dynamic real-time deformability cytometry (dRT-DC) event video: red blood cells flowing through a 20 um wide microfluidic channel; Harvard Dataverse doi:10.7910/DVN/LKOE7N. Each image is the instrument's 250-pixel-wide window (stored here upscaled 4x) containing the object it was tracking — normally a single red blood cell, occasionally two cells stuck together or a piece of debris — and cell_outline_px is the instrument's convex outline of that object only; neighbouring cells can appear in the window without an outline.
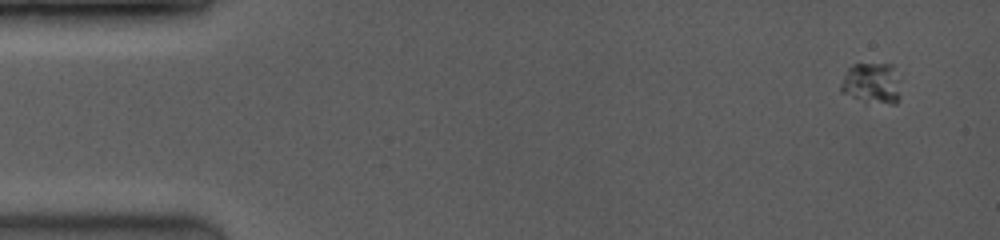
{"species": "common noctule bat (a hibernating species)", "species_latin": "Nyctalus noctula", "temperature_condition": "room temperature", "stored_images_in_passage": 6, "camera_frame_rate_fps": 3500, "um_per_image_px": 0.085, "animal": {"sex": "female", "body_mass_g": 19.0, "forearm_length_mm": 53.3}, "frame": {"image": 1, "passage_image": 1, "time_ms": 0.0, "image_size_px": [1000, 240], "cell_outline_px": [[900, 100], [896, 104], [864, 104], [840, 92], [840, 84], [848, 68], [852, 64], [892, 64], [900, 96]], "centroid_in_image_um": [74.04, 7.15], "position_along_channel_um": 11.0, "area_um2": 14.57}}
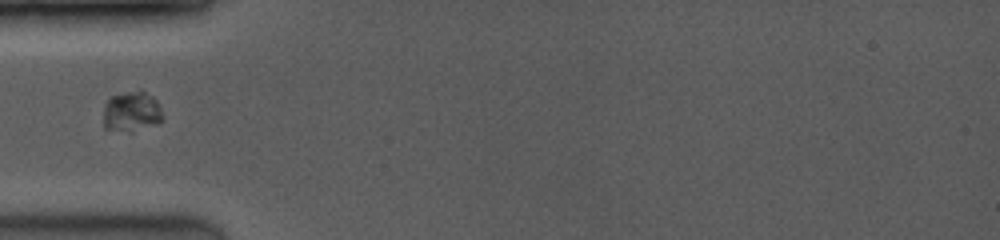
{"frame": {"image": 2, "passage_image": 5, "time_ms": 4.286, "image_size_px": [1000, 240], "cell_outline_px": [[164, 120], [160, 124], [132, 132], [104, 128], [104, 104], [112, 96], [132, 92], [144, 92], [152, 96], [156, 100], [164, 116]], "centroid_in_image_um": [11.23, 9.53], "position_along_channel_um": 73.8, "area_um2": 13.87}}
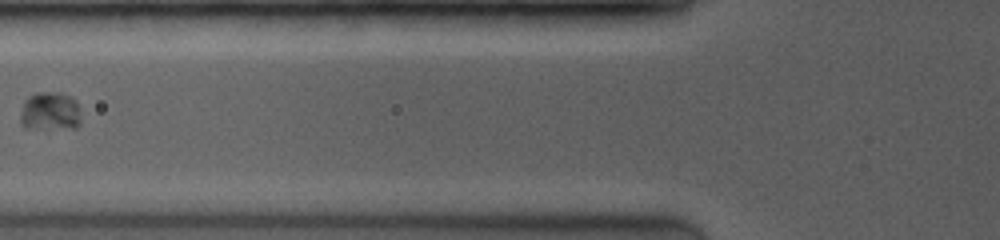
{"frame": {"image": 3, "passage_image": 6, "time_ms": 5.429, "image_size_px": [1000, 240], "cell_outline_px": [[80, 124], [76, 128], [24, 128], [20, 124], [20, 116], [24, 100], [28, 96], [36, 92], [56, 92], [68, 96], [76, 104], [80, 120]], "centroid_in_image_um": [4.19, 9.48], "position_along_channel_um": 121.6, "area_um2": 13.53}}